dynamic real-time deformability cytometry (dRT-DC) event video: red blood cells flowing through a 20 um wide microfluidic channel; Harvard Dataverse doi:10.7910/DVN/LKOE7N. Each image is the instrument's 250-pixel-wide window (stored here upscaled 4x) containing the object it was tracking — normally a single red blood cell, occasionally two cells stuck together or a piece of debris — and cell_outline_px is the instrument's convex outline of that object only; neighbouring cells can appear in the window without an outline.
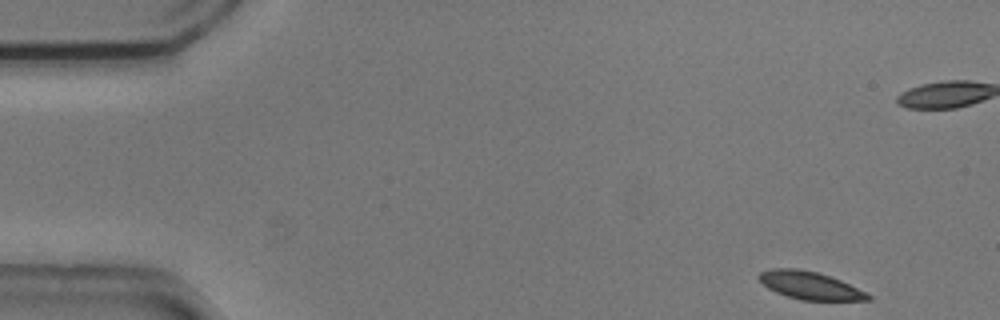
{"species": "common noctule bat (a hibernating species)", "species_latin": "Nyctalus noctula", "temperature_condition": "cold", "stored_images_in_passage": 52, "camera_frame_rate_fps": 3000, "um_per_image_px": 0.085, "animal": {"sex": "male", "body_mass_g": 20.5, "forearm_length_mm": 52.5}, "frame": {"image": 1, "passage_image": 1, "time_ms": 0.0, "image_size_px": [1000, 320], "cell_outline_px": [[872, 300], [800, 300], [776, 292], [768, 288], [756, 276], [760, 272], [772, 268], [800, 268], [816, 272], [840, 280], [872, 296]], "centroid_in_image_um": [68.8, 24.26], "position_along_channel_um": 16.2, "area_um2": 17.4}}
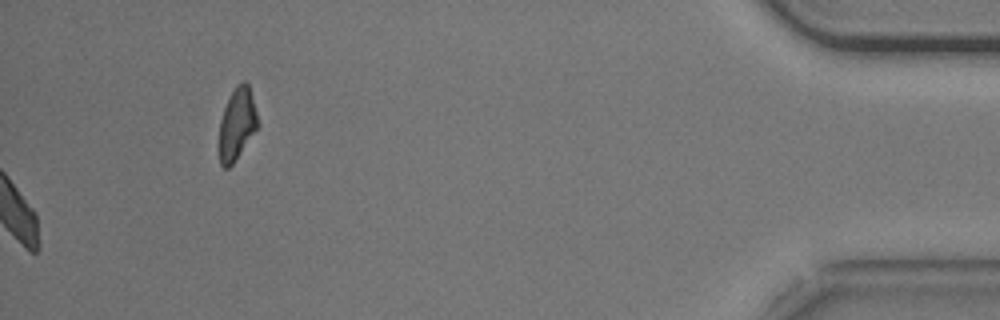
{"frame": {"image": 2, "passage_image": 52, "time_ms": 17.0, "image_size_px": [1000, 320], "cell_outline_px": [[260, 124], [232, 164], [228, 168], [224, 168], [220, 164], [220, 120], [224, 108], [236, 84], [244, 80], [248, 84]], "centroid_in_image_um": [20.16, 10.52], "position_along_channel_um": 415.0, "area_um2": 15.84}}